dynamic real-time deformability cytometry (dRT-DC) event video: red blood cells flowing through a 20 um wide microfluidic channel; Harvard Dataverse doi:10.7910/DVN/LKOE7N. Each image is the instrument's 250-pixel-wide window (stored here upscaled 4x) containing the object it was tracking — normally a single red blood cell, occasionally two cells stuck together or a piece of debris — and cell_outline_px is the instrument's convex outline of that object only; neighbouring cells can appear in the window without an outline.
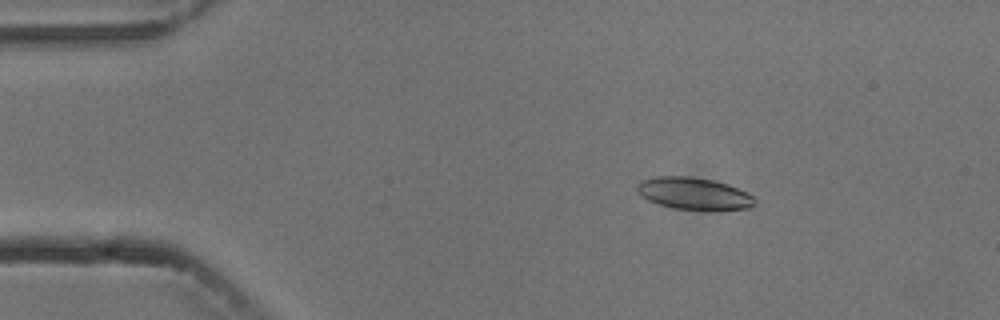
{"species": "common noctule bat (a hibernating species)", "species_latin": "Nyctalus noctula", "temperature_condition": "cold", "stored_images_in_passage": 5, "camera_frame_rate_fps": 3000, "um_per_image_px": 0.085, "animal": {"sex": "male", "body_mass_g": 13.3}, "frame": {"image": 1, "passage_image": 3, "time_ms": 2.333, "image_size_px": [1000, 320], "cell_outline_px": [[756, 204], [748, 208], [712, 212], [704, 212], [672, 208], [648, 200], [640, 196], [636, 188], [636, 184], [640, 180], [656, 176], [688, 176], [712, 180], [728, 184], [748, 192], [756, 200]], "centroid_in_image_um": [59.0, 16.48], "position_along_channel_um": 26.0, "area_um2": 22.77}}